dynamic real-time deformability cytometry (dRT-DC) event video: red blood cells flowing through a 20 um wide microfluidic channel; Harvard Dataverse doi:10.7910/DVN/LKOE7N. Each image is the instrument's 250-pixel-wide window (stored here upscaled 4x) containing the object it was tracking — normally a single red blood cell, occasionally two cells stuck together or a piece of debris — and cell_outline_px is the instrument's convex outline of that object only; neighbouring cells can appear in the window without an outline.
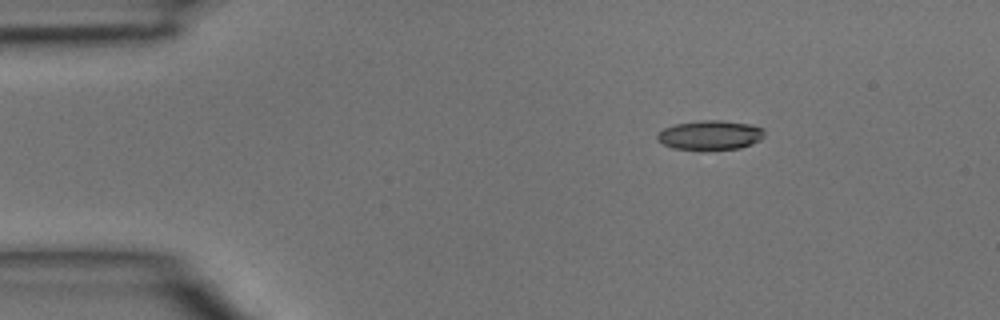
{"species": "common noctule bat (a hibernating species)", "species_latin": "Nyctalus noctula", "temperature_condition": "room temperature", "stored_images_in_passage": 4, "camera_frame_rate_fps": 3000, "um_per_image_px": 0.085, "animal": {"sex": "male", "body_mass_g": 15.6}, "frame": {"image": 1, "passage_image": 1, "time_ms": 0.0, "image_size_px": [1000, 320], "cell_outline_px": [[764, 136], [760, 140], [752, 144], [740, 148], [672, 148], [656, 140], [656, 136], [664, 128], [676, 124], [700, 120], [720, 120], [748, 124], [764, 128]], "centroid_in_image_um": [60.38, 11.46], "position_along_channel_um": 24.6, "area_um2": 17.92}}
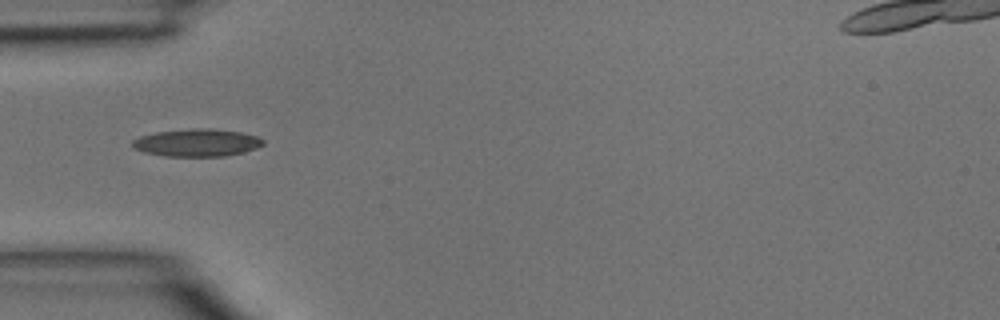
{"frame": {"image": 2, "passage_image": 3, "time_ms": 0.667, "image_size_px": [1000, 320], "cell_outline_px": [[264, 144], [256, 148], [244, 152], [224, 156], [164, 156], [144, 152], [136, 148], [132, 144], [132, 140], [140, 136], [156, 132], [192, 128], [212, 128], [240, 132], [260, 136], [264, 140]], "centroid_in_image_um": [16.78, 12.12], "position_along_channel_um": 68.2, "area_um2": 21.04}}